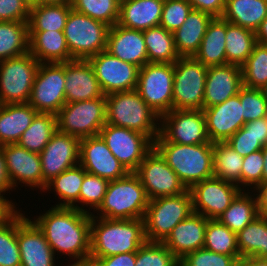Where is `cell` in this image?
<instances>
[{
  "label": "cell",
  "instance_id": "1",
  "mask_svg": "<svg viewBox=\"0 0 267 266\" xmlns=\"http://www.w3.org/2000/svg\"><path fill=\"white\" fill-rule=\"evenodd\" d=\"M91 213L73 207L53 206L33 222L56 252L70 258L90 257Z\"/></svg>",
  "mask_w": 267,
  "mask_h": 266
},
{
  "label": "cell",
  "instance_id": "2",
  "mask_svg": "<svg viewBox=\"0 0 267 266\" xmlns=\"http://www.w3.org/2000/svg\"><path fill=\"white\" fill-rule=\"evenodd\" d=\"M146 241L143 219L91 216L90 258L137 252Z\"/></svg>",
  "mask_w": 267,
  "mask_h": 266
},
{
  "label": "cell",
  "instance_id": "3",
  "mask_svg": "<svg viewBox=\"0 0 267 266\" xmlns=\"http://www.w3.org/2000/svg\"><path fill=\"white\" fill-rule=\"evenodd\" d=\"M153 148L174 170L187 189L214 176L213 143L183 145L168 142L161 134Z\"/></svg>",
  "mask_w": 267,
  "mask_h": 266
},
{
  "label": "cell",
  "instance_id": "4",
  "mask_svg": "<svg viewBox=\"0 0 267 266\" xmlns=\"http://www.w3.org/2000/svg\"><path fill=\"white\" fill-rule=\"evenodd\" d=\"M156 121V122H155ZM160 117L136 90L106 96V123L146 135L152 142L160 134Z\"/></svg>",
  "mask_w": 267,
  "mask_h": 266
},
{
  "label": "cell",
  "instance_id": "5",
  "mask_svg": "<svg viewBox=\"0 0 267 266\" xmlns=\"http://www.w3.org/2000/svg\"><path fill=\"white\" fill-rule=\"evenodd\" d=\"M148 202L139 177L134 172H129L123 178L109 181L103 202L96 210L100 214H93V217L143 219Z\"/></svg>",
  "mask_w": 267,
  "mask_h": 266
},
{
  "label": "cell",
  "instance_id": "6",
  "mask_svg": "<svg viewBox=\"0 0 267 266\" xmlns=\"http://www.w3.org/2000/svg\"><path fill=\"white\" fill-rule=\"evenodd\" d=\"M193 212L189 189L176 196L150 199L143 218L146 240L163 242L172 229Z\"/></svg>",
  "mask_w": 267,
  "mask_h": 266
},
{
  "label": "cell",
  "instance_id": "7",
  "mask_svg": "<svg viewBox=\"0 0 267 266\" xmlns=\"http://www.w3.org/2000/svg\"><path fill=\"white\" fill-rule=\"evenodd\" d=\"M110 26L71 9L63 33L71 58L87 60L104 50Z\"/></svg>",
  "mask_w": 267,
  "mask_h": 266
},
{
  "label": "cell",
  "instance_id": "8",
  "mask_svg": "<svg viewBox=\"0 0 267 266\" xmlns=\"http://www.w3.org/2000/svg\"><path fill=\"white\" fill-rule=\"evenodd\" d=\"M57 116V130L79 139L99 135L106 124V97L65 104Z\"/></svg>",
  "mask_w": 267,
  "mask_h": 266
},
{
  "label": "cell",
  "instance_id": "9",
  "mask_svg": "<svg viewBox=\"0 0 267 266\" xmlns=\"http://www.w3.org/2000/svg\"><path fill=\"white\" fill-rule=\"evenodd\" d=\"M207 69L194 57H180L174 63L173 110L204 109Z\"/></svg>",
  "mask_w": 267,
  "mask_h": 266
},
{
  "label": "cell",
  "instance_id": "10",
  "mask_svg": "<svg viewBox=\"0 0 267 266\" xmlns=\"http://www.w3.org/2000/svg\"><path fill=\"white\" fill-rule=\"evenodd\" d=\"M39 64L30 52L0 61V104L28 103Z\"/></svg>",
  "mask_w": 267,
  "mask_h": 266
},
{
  "label": "cell",
  "instance_id": "11",
  "mask_svg": "<svg viewBox=\"0 0 267 266\" xmlns=\"http://www.w3.org/2000/svg\"><path fill=\"white\" fill-rule=\"evenodd\" d=\"M174 64L147 63L139 70L136 91L159 116L173 110Z\"/></svg>",
  "mask_w": 267,
  "mask_h": 266
},
{
  "label": "cell",
  "instance_id": "12",
  "mask_svg": "<svg viewBox=\"0 0 267 266\" xmlns=\"http://www.w3.org/2000/svg\"><path fill=\"white\" fill-rule=\"evenodd\" d=\"M28 103L37 112H59L66 104L65 62L39 64Z\"/></svg>",
  "mask_w": 267,
  "mask_h": 266
},
{
  "label": "cell",
  "instance_id": "13",
  "mask_svg": "<svg viewBox=\"0 0 267 266\" xmlns=\"http://www.w3.org/2000/svg\"><path fill=\"white\" fill-rule=\"evenodd\" d=\"M99 136L128 172H135L153 149V142L146 135L124 127L106 123Z\"/></svg>",
  "mask_w": 267,
  "mask_h": 266
},
{
  "label": "cell",
  "instance_id": "14",
  "mask_svg": "<svg viewBox=\"0 0 267 266\" xmlns=\"http://www.w3.org/2000/svg\"><path fill=\"white\" fill-rule=\"evenodd\" d=\"M134 173L139 177L149 200L176 196L188 190L154 148L145 156Z\"/></svg>",
  "mask_w": 267,
  "mask_h": 266
},
{
  "label": "cell",
  "instance_id": "15",
  "mask_svg": "<svg viewBox=\"0 0 267 266\" xmlns=\"http://www.w3.org/2000/svg\"><path fill=\"white\" fill-rule=\"evenodd\" d=\"M105 96L136 90L140 67L122 61L106 50L87 59Z\"/></svg>",
  "mask_w": 267,
  "mask_h": 266
},
{
  "label": "cell",
  "instance_id": "16",
  "mask_svg": "<svg viewBox=\"0 0 267 266\" xmlns=\"http://www.w3.org/2000/svg\"><path fill=\"white\" fill-rule=\"evenodd\" d=\"M160 134L176 144L195 145L210 142L203 110H171L160 117Z\"/></svg>",
  "mask_w": 267,
  "mask_h": 266
},
{
  "label": "cell",
  "instance_id": "17",
  "mask_svg": "<svg viewBox=\"0 0 267 266\" xmlns=\"http://www.w3.org/2000/svg\"><path fill=\"white\" fill-rule=\"evenodd\" d=\"M242 190L237 184L215 176L200 181L189 189L193 211L207 219H217Z\"/></svg>",
  "mask_w": 267,
  "mask_h": 266
},
{
  "label": "cell",
  "instance_id": "18",
  "mask_svg": "<svg viewBox=\"0 0 267 266\" xmlns=\"http://www.w3.org/2000/svg\"><path fill=\"white\" fill-rule=\"evenodd\" d=\"M39 155L44 192L47 183L54 177L79 165L80 139L57 130Z\"/></svg>",
  "mask_w": 267,
  "mask_h": 266
},
{
  "label": "cell",
  "instance_id": "19",
  "mask_svg": "<svg viewBox=\"0 0 267 266\" xmlns=\"http://www.w3.org/2000/svg\"><path fill=\"white\" fill-rule=\"evenodd\" d=\"M79 164L87 173L108 181L123 178L129 173L99 135L80 139Z\"/></svg>",
  "mask_w": 267,
  "mask_h": 266
},
{
  "label": "cell",
  "instance_id": "20",
  "mask_svg": "<svg viewBox=\"0 0 267 266\" xmlns=\"http://www.w3.org/2000/svg\"><path fill=\"white\" fill-rule=\"evenodd\" d=\"M17 241L21 266H56L55 255L38 226L17 210Z\"/></svg>",
  "mask_w": 267,
  "mask_h": 266
},
{
  "label": "cell",
  "instance_id": "21",
  "mask_svg": "<svg viewBox=\"0 0 267 266\" xmlns=\"http://www.w3.org/2000/svg\"><path fill=\"white\" fill-rule=\"evenodd\" d=\"M0 148L5 156L6 167L13 188L16 189L18 184L23 183L26 184L25 186H30L31 189L37 187L43 191L40 155L28 151L18 143L3 145Z\"/></svg>",
  "mask_w": 267,
  "mask_h": 266
},
{
  "label": "cell",
  "instance_id": "22",
  "mask_svg": "<svg viewBox=\"0 0 267 266\" xmlns=\"http://www.w3.org/2000/svg\"><path fill=\"white\" fill-rule=\"evenodd\" d=\"M202 110L206 119L207 135L212 143L226 142L245 124L239 95Z\"/></svg>",
  "mask_w": 267,
  "mask_h": 266
},
{
  "label": "cell",
  "instance_id": "23",
  "mask_svg": "<svg viewBox=\"0 0 267 266\" xmlns=\"http://www.w3.org/2000/svg\"><path fill=\"white\" fill-rule=\"evenodd\" d=\"M106 97L88 60L65 62V100L67 103Z\"/></svg>",
  "mask_w": 267,
  "mask_h": 266
},
{
  "label": "cell",
  "instance_id": "24",
  "mask_svg": "<svg viewBox=\"0 0 267 266\" xmlns=\"http://www.w3.org/2000/svg\"><path fill=\"white\" fill-rule=\"evenodd\" d=\"M242 87L241 66L226 64L208 67L204 91V108L221 104L238 95Z\"/></svg>",
  "mask_w": 267,
  "mask_h": 266
},
{
  "label": "cell",
  "instance_id": "25",
  "mask_svg": "<svg viewBox=\"0 0 267 266\" xmlns=\"http://www.w3.org/2000/svg\"><path fill=\"white\" fill-rule=\"evenodd\" d=\"M207 221L203 215L193 212L179 222L162 243L180 260L188 253L204 247Z\"/></svg>",
  "mask_w": 267,
  "mask_h": 266
},
{
  "label": "cell",
  "instance_id": "26",
  "mask_svg": "<svg viewBox=\"0 0 267 266\" xmlns=\"http://www.w3.org/2000/svg\"><path fill=\"white\" fill-rule=\"evenodd\" d=\"M106 51L140 68L148 63L143 31L140 30L113 25L108 32Z\"/></svg>",
  "mask_w": 267,
  "mask_h": 266
},
{
  "label": "cell",
  "instance_id": "27",
  "mask_svg": "<svg viewBox=\"0 0 267 266\" xmlns=\"http://www.w3.org/2000/svg\"><path fill=\"white\" fill-rule=\"evenodd\" d=\"M164 0H126L120 3L118 25L144 31L159 26Z\"/></svg>",
  "mask_w": 267,
  "mask_h": 266
},
{
  "label": "cell",
  "instance_id": "28",
  "mask_svg": "<svg viewBox=\"0 0 267 266\" xmlns=\"http://www.w3.org/2000/svg\"><path fill=\"white\" fill-rule=\"evenodd\" d=\"M29 52L40 63L72 61L63 31H29Z\"/></svg>",
  "mask_w": 267,
  "mask_h": 266
},
{
  "label": "cell",
  "instance_id": "29",
  "mask_svg": "<svg viewBox=\"0 0 267 266\" xmlns=\"http://www.w3.org/2000/svg\"><path fill=\"white\" fill-rule=\"evenodd\" d=\"M213 18L206 12L190 11L181 27L173 32L175 48L180 57H194Z\"/></svg>",
  "mask_w": 267,
  "mask_h": 266
},
{
  "label": "cell",
  "instance_id": "30",
  "mask_svg": "<svg viewBox=\"0 0 267 266\" xmlns=\"http://www.w3.org/2000/svg\"><path fill=\"white\" fill-rule=\"evenodd\" d=\"M37 113L29 103L0 104V146L18 143Z\"/></svg>",
  "mask_w": 267,
  "mask_h": 266
},
{
  "label": "cell",
  "instance_id": "31",
  "mask_svg": "<svg viewBox=\"0 0 267 266\" xmlns=\"http://www.w3.org/2000/svg\"><path fill=\"white\" fill-rule=\"evenodd\" d=\"M226 20L214 17L194 58L206 67L226 65Z\"/></svg>",
  "mask_w": 267,
  "mask_h": 266
},
{
  "label": "cell",
  "instance_id": "32",
  "mask_svg": "<svg viewBox=\"0 0 267 266\" xmlns=\"http://www.w3.org/2000/svg\"><path fill=\"white\" fill-rule=\"evenodd\" d=\"M267 17L266 0H226L222 18L229 23L256 31Z\"/></svg>",
  "mask_w": 267,
  "mask_h": 266
},
{
  "label": "cell",
  "instance_id": "33",
  "mask_svg": "<svg viewBox=\"0 0 267 266\" xmlns=\"http://www.w3.org/2000/svg\"><path fill=\"white\" fill-rule=\"evenodd\" d=\"M143 37L148 63L174 64L180 58L175 48L173 32L159 25L144 30Z\"/></svg>",
  "mask_w": 267,
  "mask_h": 266
},
{
  "label": "cell",
  "instance_id": "34",
  "mask_svg": "<svg viewBox=\"0 0 267 266\" xmlns=\"http://www.w3.org/2000/svg\"><path fill=\"white\" fill-rule=\"evenodd\" d=\"M28 52V21H0V61Z\"/></svg>",
  "mask_w": 267,
  "mask_h": 266
},
{
  "label": "cell",
  "instance_id": "35",
  "mask_svg": "<svg viewBox=\"0 0 267 266\" xmlns=\"http://www.w3.org/2000/svg\"><path fill=\"white\" fill-rule=\"evenodd\" d=\"M256 44L255 31L226 21V64L242 66Z\"/></svg>",
  "mask_w": 267,
  "mask_h": 266
},
{
  "label": "cell",
  "instance_id": "36",
  "mask_svg": "<svg viewBox=\"0 0 267 266\" xmlns=\"http://www.w3.org/2000/svg\"><path fill=\"white\" fill-rule=\"evenodd\" d=\"M249 194V191L245 193V190H242L231 202V205L217 218L236 234L259 216L255 194L252 196Z\"/></svg>",
  "mask_w": 267,
  "mask_h": 266
},
{
  "label": "cell",
  "instance_id": "37",
  "mask_svg": "<svg viewBox=\"0 0 267 266\" xmlns=\"http://www.w3.org/2000/svg\"><path fill=\"white\" fill-rule=\"evenodd\" d=\"M56 131V114L38 112L18 144L30 152L40 154Z\"/></svg>",
  "mask_w": 267,
  "mask_h": 266
},
{
  "label": "cell",
  "instance_id": "38",
  "mask_svg": "<svg viewBox=\"0 0 267 266\" xmlns=\"http://www.w3.org/2000/svg\"><path fill=\"white\" fill-rule=\"evenodd\" d=\"M240 257L267 258V217L257 216L237 233Z\"/></svg>",
  "mask_w": 267,
  "mask_h": 266
},
{
  "label": "cell",
  "instance_id": "39",
  "mask_svg": "<svg viewBox=\"0 0 267 266\" xmlns=\"http://www.w3.org/2000/svg\"><path fill=\"white\" fill-rule=\"evenodd\" d=\"M86 173L85 169L79 164L65 170L47 183L45 190L54 189L61 200L55 207L75 208V204L79 202V192Z\"/></svg>",
  "mask_w": 267,
  "mask_h": 266
},
{
  "label": "cell",
  "instance_id": "40",
  "mask_svg": "<svg viewBox=\"0 0 267 266\" xmlns=\"http://www.w3.org/2000/svg\"><path fill=\"white\" fill-rule=\"evenodd\" d=\"M71 5L37 4L30 7L29 31H63Z\"/></svg>",
  "mask_w": 267,
  "mask_h": 266
},
{
  "label": "cell",
  "instance_id": "41",
  "mask_svg": "<svg viewBox=\"0 0 267 266\" xmlns=\"http://www.w3.org/2000/svg\"><path fill=\"white\" fill-rule=\"evenodd\" d=\"M214 176L241 188L243 157L226 142L213 143Z\"/></svg>",
  "mask_w": 267,
  "mask_h": 266
},
{
  "label": "cell",
  "instance_id": "42",
  "mask_svg": "<svg viewBox=\"0 0 267 266\" xmlns=\"http://www.w3.org/2000/svg\"><path fill=\"white\" fill-rule=\"evenodd\" d=\"M203 248L223 255L240 257L237 234L218 219H208Z\"/></svg>",
  "mask_w": 267,
  "mask_h": 266
},
{
  "label": "cell",
  "instance_id": "43",
  "mask_svg": "<svg viewBox=\"0 0 267 266\" xmlns=\"http://www.w3.org/2000/svg\"><path fill=\"white\" fill-rule=\"evenodd\" d=\"M243 86L260 89L267 83V45L257 43L241 66Z\"/></svg>",
  "mask_w": 267,
  "mask_h": 266
},
{
  "label": "cell",
  "instance_id": "44",
  "mask_svg": "<svg viewBox=\"0 0 267 266\" xmlns=\"http://www.w3.org/2000/svg\"><path fill=\"white\" fill-rule=\"evenodd\" d=\"M71 7L110 27L118 23L120 3L117 0H72Z\"/></svg>",
  "mask_w": 267,
  "mask_h": 266
},
{
  "label": "cell",
  "instance_id": "45",
  "mask_svg": "<svg viewBox=\"0 0 267 266\" xmlns=\"http://www.w3.org/2000/svg\"><path fill=\"white\" fill-rule=\"evenodd\" d=\"M0 266H21L17 241V210L0 225Z\"/></svg>",
  "mask_w": 267,
  "mask_h": 266
},
{
  "label": "cell",
  "instance_id": "46",
  "mask_svg": "<svg viewBox=\"0 0 267 266\" xmlns=\"http://www.w3.org/2000/svg\"><path fill=\"white\" fill-rule=\"evenodd\" d=\"M135 266H179V260L162 242L146 241L136 252Z\"/></svg>",
  "mask_w": 267,
  "mask_h": 266
},
{
  "label": "cell",
  "instance_id": "47",
  "mask_svg": "<svg viewBox=\"0 0 267 266\" xmlns=\"http://www.w3.org/2000/svg\"><path fill=\"white\" fill-rule=\"evenodd\" d=\"M108 184V180L86 173L79 192V203L82 207L76 204L75 209L92 214L90 209H84L83 206L87 205L96 211L103 202Z\"/></svg>",
  "mask_w": 267,
  "mask_h": 266
},
{
  "label": "cell",
  "instance_id": "48",
  "mask_svg": "<svg viewBox=\"0 0 267 266\" xmlns=\"http://www.w3.org/2000/svg\"><path fill=\"white\" fill-rule=\"evenodd\" d=\"M238 95L245 123L267 117V101L260 89L243 86Z\"/></svg>",
  "mask_w": 267,
  "mask_h": 266
},
{
  "label": "cell",
  "instance_id": "49",
  "mask_svg": "<svg viewBox=\"0 0 267 266\" xmlns=\"http://www.w3.org/2000/svg\"><path fill=\"white\" fill-rule=\"evenodd\" d=\"M192 9L188 0H164L160 26L174 32L185 22Z\"/></svg>",
  "mask_w": 267,
  "mask_h": 266
},
{
  "label": "cell",
  "instance_id": "50",
  "mask_svg": "<svg viewBox=\"0 0 267 266\" xmlns=\"http://www.w3.org/2000/svg\"><path fill=\"white\" fill-rule=\"evenodd\" d=\"M240 259L202 248L185 255L179 260V266H234Z\"/></svg>",
  "mask_w": 267,
  "mask_h": 266
},
{
  "label": "cell",
  "instance_id": "51",
  "mask_svg": "<svg viewBox=\"0 0 267 266\" xmlns=\"http://www.w3.org/2000/svg\"><path fill=\"white\" fill-rule=\"evenodd\" d=\"M264 157L262 149L243 157L241 171V189L243 187L255 188L262 182Z\"/></svg>",
  "mask_w": 267,
  "mask_h": 266
},
{
  "label": "cell",
  "instance_id": "52",
  "mask_svg": "<svg viewBox=\"0 0 267 266\" xmlns=\"http://www.w3.org/2000/svg\"><path fill=\"white\" fill-rule=\"evenodd\" d=\"M226 143L232 147L239 155L245 157L250 153L263 149V145L254 138L246 129L241 127L233 134Z\"/></svg>",
  "mask_w": 267,
  "mask_h": 266
},
{
  "label": "cell",
  "instance_id": "53",
  "mask_svg": "<svg viewBox=\"0 0 267 266\" xmlns=\"http://www.w3.org/2000/svg\"><path fill=\"white\" fill-rule=\"evenodd\" d=\"M29 13L24 0H0V21H28Z\"/></svg>",
  "mask_w": 267,
  "mask_h": 266
},
{
  "label": "cell",
  "instance_id": "54",
  "mask_svg": "<svg viewBox=\"0 0 267 266\" xmlns=\"http://www.w3.org/2000/svg\"><path fill=\"white\" fill-rule=\"evenodd\" d=\"M94 266H135L136 252L120 253L103 258H91Z\"/></svg>",
  "mask_w": 267,
  "mask_h": 266
},
{
  "label": "cell",
  "instance_id": "55",
  "mask_svg": "<svg viewBox=\"0 0 267 266\" xmlns=\"http://www.w3.org/2000/svg\"><path fill=\"white\" fill-rule=\"evenodd\" d=\"M194 10L209 13L213 17H222L226 0H188Z\"/></svg>",
  "mask_w": 267,
  "mask_h": 266
},
{
  "label": "cell",
  "instance_id": "56",
  "mask_svg": "<svg viewBox=\"0 0 267 266\" xmlns=\"http://www.w3.org/2000/svg\"><path fill=\"white\" fill-rule=\"evenodd\" d=\"M243 128L263 145H267V117L247 122Z\"/></svg>",
  "mask_w": 267,
  "mask_h": 266
},
{
  "label": "cell",
  "instance_id": "57",
  "mask_svg": "<svg viewBox=\"0 0 267 266\" xmlns=\"http://www.w3.org/2000/svg\"><path fill=\"white\" fill-rule=\"evenodd\" d=\"M255 190L258 192V194L255 195L258 214L267 217V182H261L255 187L254 191Z\"/></svg>",
  "mask_w": 267,
  "mask_h": 266
},
{
  "label": "cell",
  "instance_id": "58",
  "mask_svg": "<svg viewBox=\"0 0 267 266\" xmlns=\"http://www.w3.org/2000/svg\"><path fill=\"white\" fill-rule=\"evenodd\" d=\"M13 186L6 167L5 156L0 148V196H4L5 192L12 190Z\"/></svg>",
  "mask_w": 267,
  "mask_h": 266
},
{
  "label": "cell",
  "instance_id": "59",
  "mask_svg": "<svg viewBox=\"0 0 267 266\" xmlns=\"http://www.w3.org/2000/svg\"><path fill=\"white\" fill-rule=\"evenodd\" d=\"M16 209L14 202L0 196V225L6 222L16 212Z\"/></svg>",
  "mask_w": 267,
  "mask_h": 266
},
{
  "label": "cell",
  "instance_id": "60",
  "mask_svg": "<svg viewBox=\"0 0 267 266\" xmlns=\"http://www.w3.org/2000/svg\"><path fill=\"white\" fill-rule=\"evenodd\" d=\"M257 43L267 45V17L261 22L259 28L255 31Z\"/></svg>",
  "mask_w": 267,
  "mask_h": 266
},
{
  "label": "cell",
  "instance_id": "61",
  "mask_svg": "<svg viewBox=\"0 0 267 266\" xmlns=\"http://www.w3.org/2000/svg\"><path fill=\"white\" fill-rule=\"evenodd\" d=\"M242 266H267V258L248 256L240 259Z\"/></svg>",
  "mask_w": 267,
  "mask_h": 266
},
{
  "label": "cell",
  "instance_id": "62",
  "mask_svg": "<svg viewBox=\"0 0 267 266\" xmlns=\"http://www.w3.org/2000/svg\"><path fill=\"white\" fill-rule=\"evenodd\" d=\"M67 266H94L93 260L90 257L74 259V263Z\"/></svg>",
  "mask_w": 267,
  "mask_h": 266
},
{
  "label": "cell",
  "instance_id": "63",
  "mask_svg": "<svg viewBox=\"0 0 267 266\" xmlns=\"http://www.w3.org/2000/svg\"><path fill=\"white\" fill-rule=\"evenodd\" d=\"M39 4L71 5L72 0H39Z\"/></svg>",
  "mask_w": 267,
  "mask_h": 266
},
{
  "label": "cell",
  "instance_id": "64",
  "mask_svg": "<svg viewBox=\"0 0 267 266\" xmlns=\"http://www.w3.org/2000/svg\"><path fill=\"white\" fill-rule=\"evenodd\" d=\"M262 154L264 157L262 182H267V145L263 147Z\"/></svg>",
  "mask_w": 267,
  "mask_h": 266
},
{
  "label": "cell",
  "instance_id": "65",
  "mask_svg": "<svg viewBox=\"0 0 267 266\" xmlns=\"http://www.w3.org/2000/svg\"><path fill=\"white\" fill-rule=\"evenodd\" d=\"M262 94H263V97L265 98V100L267 101V83L264 84L261 88H260Z\"/></svg>",
  "mask_w": 267,
  "mask_h": 266
},
{
  "label": "cell",
  "instance_id": "66",
  "mask_svg": "<svg viewBox=\"0 0 267 266\" xmlns=\"http://www.w3.org/2000/svg\"><path fill=\"white\" fill-rule=\"evenodd\" d=\"M30 7L39 4V0H24Z\"/></svg>",
  "mask_w": 267,
  "mask_h": 266
},
{
  "label": "cell",
  "instance_id": "67",
  "mask_svg": "<svg viewBox=\"0 0 267 266\" xmlns=\"http://www.w3.org/2000/svg\"><path fill=\"white\" fill-rule=\"evenodd\" d=\"M234 266H242L241 261L239 260Z\"/></svg>",
  "mask_w": 267,
  "mask_h": 266
},
{
  "label": "cell",
  "instance_id": "68",
  "mask_svg": "<svg viewBox=\"0 0 267 266\" xmlns=\"http://www.w3.org/2000/svg\"><path fill=\"white\" fill-rule=\"evenodd\" d=\"M119 3H122V2H124V1H126V0H117Z\"/></svg>",
  "mask_w": 267,
  "mask_h": 266
}]
</instances>
